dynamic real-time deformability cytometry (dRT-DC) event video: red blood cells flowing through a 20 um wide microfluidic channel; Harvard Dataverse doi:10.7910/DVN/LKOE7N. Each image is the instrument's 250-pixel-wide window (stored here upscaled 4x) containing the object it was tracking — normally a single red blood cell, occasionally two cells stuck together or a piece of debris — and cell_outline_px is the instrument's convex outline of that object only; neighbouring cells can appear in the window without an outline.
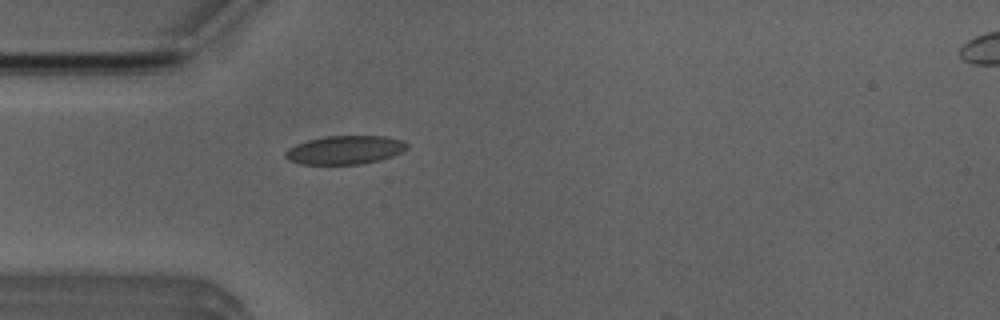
{"species": "Egyptian fruit bat (a non-hibernating species)", "species_latin": "Rousettus aegyptiacus", "temperature_condition": "room temperature", "stored_images_in_passage": 2, "camera_frame_rate_fps": 3000, "um_per_image_px": 0.085, "animal": {"sex": "male"}, "frame": {"image": 1, "passage_image": 1, "time_ms": 0.0, "image_size_px": [1000, 320], "cell_outline_px": [[408, 148], [392, 156], [380, 160], [364, 164], [300, 164], [288, 160], [284, 156], [284, 152], [288, 148], [296, 144], [308, 140], [324, 136], [384, 136], [404, 140], [408, 144]], "centroid_in_image_um": [29.31, 12.74], "position_along_channel_um": 55.7, "area_um2": 20.4}}